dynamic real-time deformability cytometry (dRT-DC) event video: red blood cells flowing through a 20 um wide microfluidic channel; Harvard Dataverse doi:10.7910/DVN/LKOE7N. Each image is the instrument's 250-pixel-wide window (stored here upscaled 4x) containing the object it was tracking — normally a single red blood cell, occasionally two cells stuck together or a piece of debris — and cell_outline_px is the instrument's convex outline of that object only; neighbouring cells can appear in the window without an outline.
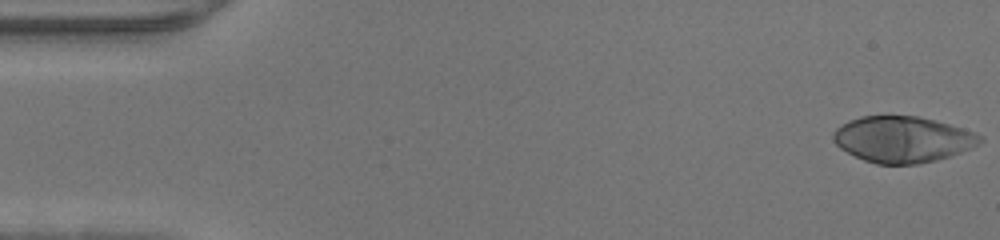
{"species": "human", "species_latin": "Homo sapiens", "temperature_condition": "warm", "stored_images_in_passage": 46, "camera_frame_rate_fps": 3000, "um_per_image_px": 0.085, "donor": {"sex": "male"}, "frame": {"image": 1, "passage_image": 1, "time_ms": 0.0, "image_size_px": [1000, 240], "cell_outline_px": [[984, 140], [960, 152], [936, 160], [920, 164], [876, 164], [864, 160], [840, 148], [836, 144], [832, 136], [832, 132], [836, 128], [848, 120], [860, 116], [916, 116], [948, 124], [972, 132], [980, 136]], "centroid_in_image_um": [76.65, 11.84], "position_along_channel_um": 8.3, "area_um2": 38.9}}
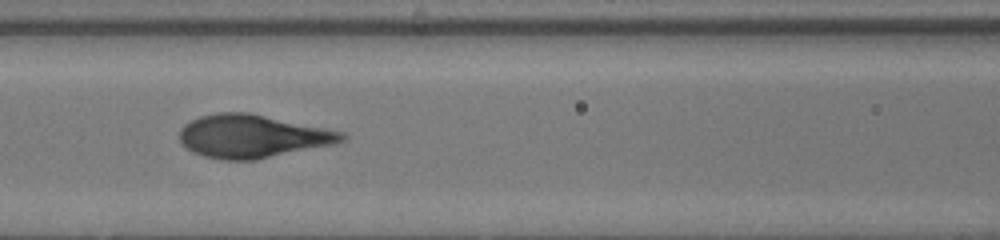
{"frame": {"image": 2, "passage_image": 20, "time_ms": 6.333, "image_size_px": [1000, 240], "cell_outline_px": [[348, 136], [344, 140], [336, 144], [256, 160], [224, 160], [204, 156], [192, 152], [180, 140], [180, 128], [184, 124], [200, 116], [220, 112], [248, 112], [344, 132]], "centroid_in_image_um": [21.47, 11.59], "position_along_channel_um": 145.1, "area_um2": 40.75}}
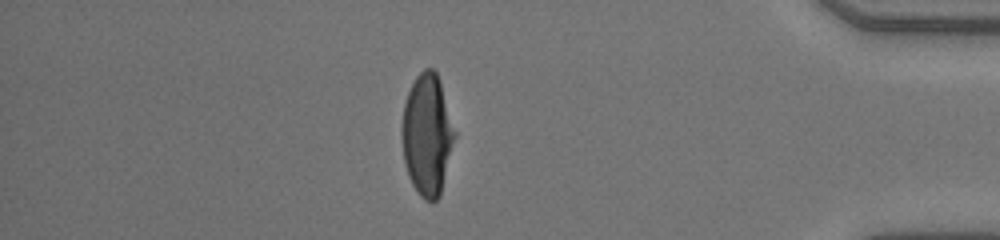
{"frame": {"image": 3, "passage_image": 40, "time_ms": 13.0, "image_size_px": [1000, 240], "cell_outline_px": [[456, 136], [440, 196], [432, 204], [424, 200], [420, 196], [412, 184], [408, 176], [404, 164], [400, 132], [400, 128], [404, 104], [408, 92], [416, 76], [424, 68], [432, 68], [436, 72], [440, 80], [456, 132]], "centroid_in_image_um": [36.3, 11.48], "position_along_channel_um": 398.9, "area_um2": 37.92}}